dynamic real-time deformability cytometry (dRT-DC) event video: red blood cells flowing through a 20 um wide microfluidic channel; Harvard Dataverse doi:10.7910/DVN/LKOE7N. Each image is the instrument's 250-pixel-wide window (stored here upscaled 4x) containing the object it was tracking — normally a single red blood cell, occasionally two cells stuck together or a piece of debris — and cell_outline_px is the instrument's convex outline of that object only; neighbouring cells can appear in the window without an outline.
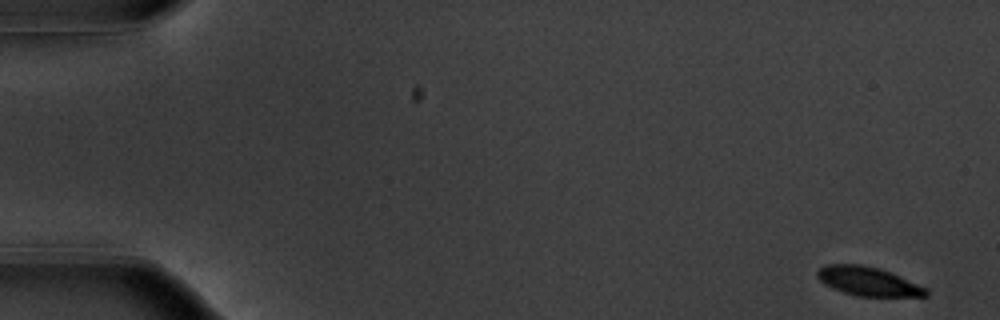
{"species": "common noctule bat (a hibernating species)", "species_latin": "Nyctalus noctula", "temperature_condition": "warm", "stored_images_in_passage": 8, "camera_frame_rate_fps": 3000, "um_per_image_px": 0.085, "animal": {"sex": "male", "body_mass_g": 20.1, "forearm_length_mm": 53.5}, "frame": {"image": 1, "passage_image": 1, "time_ms": 0.0, "image_size_px": [1000, 320], "cell_outline_px": [[928, 296], [856, 296], [832, 288], [824, 284], [816, 276], [816, 272], [824, 264], [860, 264], [880, 268], [900, 276], [928, 288]], "centroid_in_image_um": [73.78, 23.9], "position_along_channel_um": 11.2, "area_um2": 18.38}}